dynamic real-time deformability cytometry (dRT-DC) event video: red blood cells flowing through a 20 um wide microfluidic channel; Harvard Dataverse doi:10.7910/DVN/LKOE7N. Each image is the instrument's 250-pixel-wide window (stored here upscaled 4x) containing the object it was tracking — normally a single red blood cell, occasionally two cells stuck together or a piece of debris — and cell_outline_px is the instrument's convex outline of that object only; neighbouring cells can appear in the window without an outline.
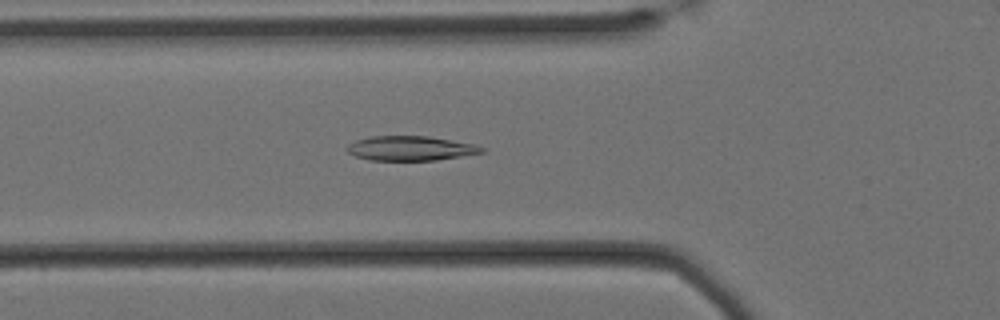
{"species": "Egyptian fruit bat (a non-hibernating species)", "species_latin": "Rousettus aegyptiacus", "temperature_condition": "cold", "stored_images_in_passage": 59, "camera_frame_rate_fps": 3000, "um_per_image_px": 0.085, "animal": {"sex": "female"}, "frame": {"image": 1, "passage_image": 19, "time_ms": 6.0, "image_size_px": [1000, 320], "cell_outline_px": [[488, 148], [484, 152], [436, 160], [368, 160], [356, 156], [348, 152], [344, 148], [348, 144], [356, 140], [368, 136], [428, 136], [476, 144]], "centroid_in_image_um": [34.89, 12.6], "position_along_channel_um": 90.9, "area_um2": 19.42}}
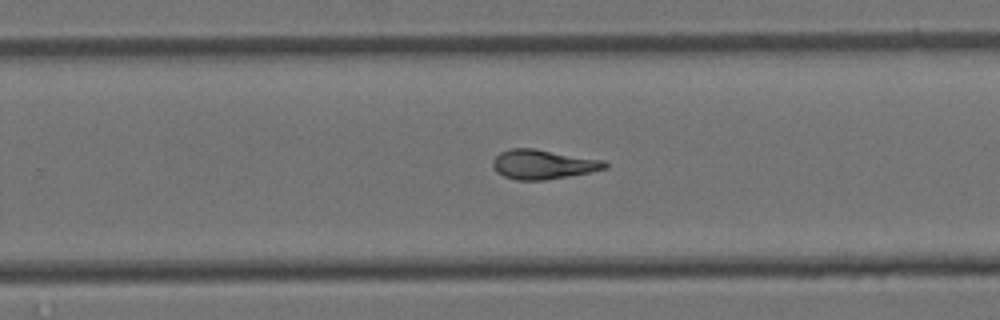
{"frame": {"image": 2, "passage_image": 36, "time_ms": 11.667, "image_size_px": [1000, 320], "cell_outline_px": [[608, 168], [568, 176], [544, 180], [516, 180], [504, 176], [496, 172], [492, 164], [492, 160], [500, 152], [508, 148], [536, 148], [604, 160], [608, 164]], "centroid_in_image_um": [46.14, 13.96], "position_along_channel_um": 283.7, "area_um2": 19.36}}
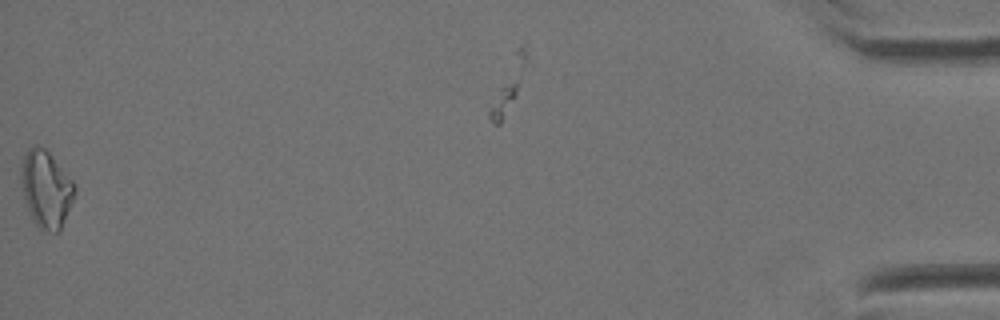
{"frame": {"image": 3, "passage_image": 58, "time_ms": 19.0, "image_size_px": [1000, 320], "cell_outline_px": [[76, 192], [60, 232], [48, 232], [40, 228], [32, 220], [24, 200], [20, 184], [20, 172], [24, 156], [28, 148], [36, 144], [44, 148], [48, 152], [72, 180], [76, 188]], "centroid_in_image_um": [3.9, 16.09], "position_along_channel_um": 431.3, "area_um2": 24.1}, "authors_computed_cell_mechanics": {"area_um2": 19.5942, "velocity_mm_per_s": 3.3959, "shape_relaxation_time_tau1_ms": 10.6704, "shape_relaxation_time_tau2_ms": 3.3426, "deformation_change_tau1": 0.2312, "deformation_change_tau2": 0.1013}}